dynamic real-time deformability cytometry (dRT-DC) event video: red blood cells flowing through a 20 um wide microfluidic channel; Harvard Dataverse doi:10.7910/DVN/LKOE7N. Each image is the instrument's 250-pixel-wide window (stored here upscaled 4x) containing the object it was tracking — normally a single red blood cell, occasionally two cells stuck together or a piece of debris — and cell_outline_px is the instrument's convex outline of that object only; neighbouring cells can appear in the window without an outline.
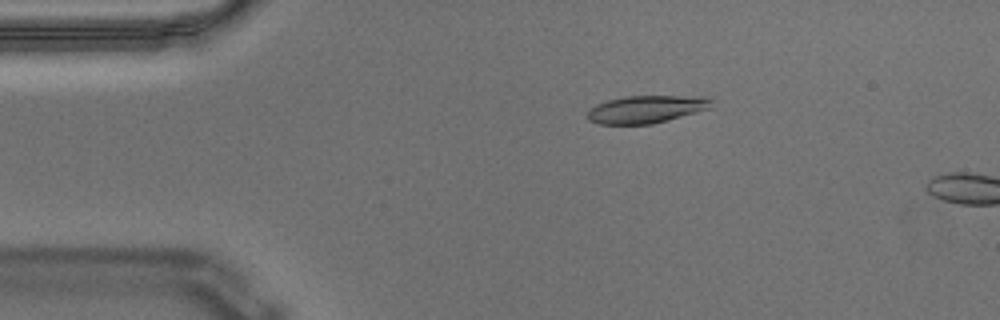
{"species": "Egyptian fruit bat (a non-hibernating species)", "species_latin": "Rousettus aegyptiacus", "temperature_condition": "warm", "stored_images_in_passage": 13, "camera_frame_rate_fps": 3000, "um_per_image_px": 0.085, "animal": {"sex": "male"}, "frame": {"image": 1, "passage_image": 10, "time_ms": 3.0, "image_size_px": [1000, 320], "cell_outline_px": [[716, 100], [712, 108], [668, 120], [652, 124], [600, 124], [588, 120], [588, 112], [596, 104], [608, 100], [624, 96], [704, 96]], "centroid_in_image_um": [55.01, 9.27], "position_along_channel_um": 30.0, "area_um2": 20.11}}